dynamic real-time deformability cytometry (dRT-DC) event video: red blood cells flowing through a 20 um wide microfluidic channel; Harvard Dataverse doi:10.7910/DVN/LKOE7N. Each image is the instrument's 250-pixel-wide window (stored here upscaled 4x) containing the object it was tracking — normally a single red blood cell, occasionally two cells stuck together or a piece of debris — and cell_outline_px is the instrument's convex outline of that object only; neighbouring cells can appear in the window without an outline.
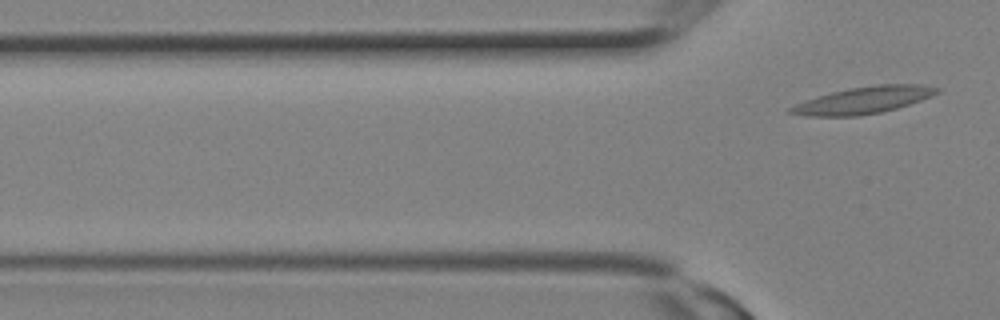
{"species": "Egyptian fruit bat (a non-hibernating species)", "species_latin": "Rousettus aegyptiacus", "temperature_condition": "room temperature", "stored_images_in_passage": 4, "camera_frame_rate_fps": 3000, "um_per_image_px": 0.085, "animal": {"sex": "female"}, "frame": {"image": 1, "passage_image": 4, "time_ms": 1.0, "image_size_px": [1000, 320], "cell_outline_px": [[940, 92], [920, 100], [896, 108], [880, 112], [860, 116], [808, 116], [784, 112], [788, 108], [796, 104], [832, 92], [848, 88], [876, 84], [924, 84], [940, 88]], "centroid_in_image_um": [73.41, 8.51], "position_along_channel_um": 52.4, "area_um2": 22.77}}